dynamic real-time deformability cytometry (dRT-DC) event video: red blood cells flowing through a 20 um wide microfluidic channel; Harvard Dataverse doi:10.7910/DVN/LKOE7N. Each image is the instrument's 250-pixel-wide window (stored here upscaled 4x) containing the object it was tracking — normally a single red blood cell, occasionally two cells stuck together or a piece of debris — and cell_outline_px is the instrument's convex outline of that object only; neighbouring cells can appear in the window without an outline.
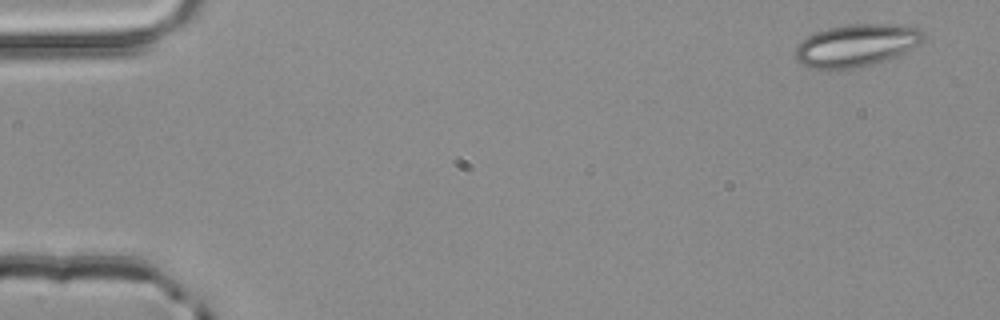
{"species": "common noctule bat (a hibernating species)", "species_latin": "Nyctalus noctula", "temperature_condition": "room temperature", "stored_images_in_passage": 3, "camera_frame_rate_fps": 3000, "um_per_image_px": 0.085, "animal": {"sex": "male", "body_mass_g": 20.4}, "frame": {"image": 1, "passage_image": 1, "time_ms": 0.0, "image_size_px": [1000, 320], "cell_outline_px": [[924, 40], [904, 52], [896, 56], [860, 68], [828, 72], [808, 68], [800, 64], [796, 60], [796, 48], [800, 40], [816, 32], [828, 28], [848, 24], [900, 24], [920, 28], [924, 32]], "centroid_in_image_um": [72.74, 3.89], "position_along_channel_um": 12.3, "area_um2": 32.37}}